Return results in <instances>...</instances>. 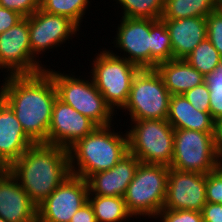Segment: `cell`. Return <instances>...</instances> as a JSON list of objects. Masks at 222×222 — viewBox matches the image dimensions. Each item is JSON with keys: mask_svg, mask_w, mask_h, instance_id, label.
<instances>
[{"mask_svg": "<svg viewBox=\"0 0 222 222\" xmlns=\"http://www.w3.org/2000/svg\"><path fill=\"white\" fill-rule=\"evenodd\" d=\"M217 7L222 12V5H217Z\"/></svg>", "mask_w": 222, "mask_h": 222, "instance_id": "cell-42", "label": "cell"}, {"mask_svg": "<svg viewBox=\"0 0 222 222\" xmlns=\"http://www.w3.org/2000/svg\"><path fill=\"white\" fill-rule=\"evenodd\" d=\"M206 201L222 204V169L206 174Z\"/></svg>", "mask_w": 222, "mask_h": 222, "instance_id": "cell-30", "label": "cell"}, {"mask_svg": "<svg viewBox=\"0 0 222 222\" xmlns=\"http://www.w3.org/2000/svg\"><path fill=\"white\" fill-rule=\"evenodd\" d=\"M52 77L57 98L88 117L97 126L112 125V108L106 103L92 80H83L65 73L45 69Z\"/></svg>", "mask_w": 222, "mask_h": 222, "instance_id": "cell-7", "label": "cell"}, {"mask_svg": "<svg viewBox=\"0 0 222 222\" xmlns=\"http://www.w3.org/2000/svg\"><path fill=\"white\" fill-rule=\"evenodd\" d=\"M201 214L204 222H222V204L206 202Z\"/></svg>", "mask_w": 222, "mask_h": 222, "instance_id": "cell-35", "label": "cell"}, {"mask_svg": "<svg viewBox=\"0 0 222 222\" xmlns=\"http://www.w3.org/2000/svg\"><path fill=\"white\" fill-rule=\"evenodd\" d=\"M158 217L161 222H204L201 212L194 210L162 209Z\"/></svg>", "mask_w": 222, "mask_h": 222, "instance_id": "cell-31", "label": "cell"}, {"mask_svg": "<svg viewBox=\"0 0 222 222\" xmlns=\"http://www.w3.org/2000/svg\"><path fill=\"white\" fill-rule=\"evenodd\" d=\"M214 132L174 129V151L170 168L208 174L219 167Z\"/></svg>", "mask_w": 222, "mask_h": 222, "instance_id": "cell-9", "label": "cell"}, {"mask_svg": "<svg viewBox=\"0 0 222 222\" xmlns=\"http://www.w3.org/2000/svg\"><path fill=\"white\" fill-rule=\"evenodd\" d=\"M43 66L32 56L26 17L0 34V69L9 71L6 76L36 74L46 69Z\"/></svg>", "mask_w": 222, "mask_h": 222, "instance_id": "cell-10", "label": "cell"}, {"mask_svg": "<svg viewBox=\"0 0 222 222\" xmlns=\"http://www.w3.org/2000/svg\"><path fill=\"white\" fill-rule=\"evenodd\" d=\"M219 167L222 169V159L219 162Z\"/></svg>", "mask_w": 222, "mask_h": 222, "instance_id": "cell-43", "label": "cell"}, {"mask_svg": "<svg viewBox=\"0 0 222 222\" xmlns=\"http://www.w3.org/2000/svg\"><path fill=\"white\" fill-rule=\"evenodd\" d=\"M156 21L122 17L114 38L116 39L114 46L124 51L127 57L124 55L120 57L137 65L140 69H150V28Z\"/></svg>", "mask_w": 222, "mask_h": 222, "instance_id": "cell-15", "label": "cell"}, {"mask_svg": "<svg viewBox=\"0 0 222 222\" xmlns=\"http://www.w3.org/2000/svg\"><path fill=\"white\" fill-rule=\"evenodd\" d=\"M70 222H96L95 214L89 202L85 203L70 219Z\"/></svg>", "mask_w": 222, "mask_h": 222, "instance_id": "cell-36", "label": "cell"}, {"mask_svg": "<svg viewBox=\"0 0 222 222\" xmlns=\"http://www.w3.org/2000/svg\"><path fill=\"white\" fill-rule=\"evenodd\" d=\"M131 123V129L126 131L128 152L141 163L170 167L174 151V128L171 124L160 119L131 120Z\"/></svg>", "mask_w": 222, "mask_h": 222, "instance_id": "cell-5", "label": "cell"}, {"mask_svg": "<svg viewBox=\"0 0 222 222\" xmlns=\"http://www.w3.org/2000/svg\"><path fill=\"white\" fill-rule=\"evenodd\" d=\"M5 168L0 164V174L3 172Z\"/></svg>", "mask_w": 222, "mask_h": 222, "instance_id": "cell-40", "label": "cell"}, {"mask_svg": "<svg viewBox=\"0 0 222 222\" xmlns=\"http://www.w3.org/2000/svg\"><path fill=\"white\" fill-rule=\"evenodd\" d=\"M207 38L222 57V12L217 8L206 17Z\"/></svg>", "mask_w": 222, "mask_h": 222, "instance_id": "cell-28", "label": "cell"}, {"mask_svg": "<svg viewBox=\"0 0 222 222\" xmlns=\"http://www.w3.org/2000/svg\"><path fill=\"white\" fill-rule=\"evenodd\" d=\"M169 167L140 163L127 187L124 200L128 212L134 216L157 218L163 209Z\"/></svg>", "mask_w": 222, "mask_h": 222, "instance_id": "cell-4", "label": "cell"}, {"mask_svg": "<svg viewBox=\"0 0 222 222\" xmlns=\"http://www.w3.org/2000/svg\"><path fill=\"white\" fill-rule=\"evenodd\" d=\"M210 115L216 122L222 118V95H210Z\"/></svg>", "mask_w": 222, "mask_h": 222, "instance_id": "cell-37", "label": "cell"}, {"mask_svg": "<svg viewBox=\"0 0 222 222\" xmlns=\"http://www.w3.org/2000/svg\"><path fill=\"white\" fill-rule=\"evenodd\" d=\"M204 82L209 88L210 95H222V62L213 73L205 76Z\"/></svg>", "mask_w": 222, "mask_h": 222, "instance_id": "cell-34", "label": "cell"}, {"mask_svg": "<svg viewBox=\"0 0 222 222\" xmlns=\"http://www.w3.org/2000/svg\"><path fill=\"white\" fill-rule=\"evenodd\" d=\"M171 94L156 69H140L134 76L128 100L121 110L131 120H166Z\"/></svg>", "mask_w": 222, "mask_h": 222, "instance_id": "cell-8", "label": "cell"}, {"mask_svg": "<svg viewBox=\"0 0 222 222\" xmlns=\"http://www.w3.org/2000/svg\"><path fill=\"white\" fill-rule=\"evenodd\" d=\"M92 64L89 73L96 88L114 112L122 109L128 100L132 80L140 68L106 48L97 54Z\"/></svg>", "mask_w": 222, "mask_h": 222, "instance_id": "cell-6", "label": "cell"}, {"mask_svg": "<svg viewBox=\"0 0 222 222\" xmlns=\"http://www.w3.org/2000/svg\"><path fill=\"white\" fill-rule=\"evenodd\" d=\"M184 59L203 76L213 73L222 62V57L208 38L197 45Z\"/></svg>", "mask_w": 222, "mask_h": 222, "instance_id": "cell-25", "label": "cell"}, {"mask_svg": "<svg viewBox=\"0 0 222 222\" xmlns=\"http://www.w3.org/2000/svg\"><path fill=\"white\" fill-rule=\"evenodd\" d=\"M166 120L174 129L214 132L215 128L210 112L195 109L183 95H171Z\"/></svg>", "mask_w": 222, "mask_h": 222, "instance_id": "cell-20", "label": "cell"}, {"mask_svg": "<svg viewBox=\"0 0 222 222\" xmlns=\"http://www.w3.org/2000/svg\"><path fill=\"white\" fill-rule=\"evenodd\" d=\"M0 217L10 222H37V205L6 168L0 174Z\"/></svg>", "mask_w": 222, "mask_h": 222, "instance_id": "cell-16", "label": "cell"}, {"mask_svg": "<svg viewBox=\"0 0 222 222\" xmlns=\"http://www.w3.org/2000/svg\"><path fill=\"white\" fill-rule=\"evenodd\" d=\"M0 222H10V221H8V220L3 219L2 217H0Z\"/></svg>", "mask_w": 222, "mask_h": 222, "instance_id": "cell-39", "label": "cell"}, {"mask_svg": "<svg viewBox=\"0 0 222 222\" xmlns=\"http://www.w3.org/2000/svg\"><path fill=\"white\" fill-rule=\"evenodd\" d=\"M0 6L29 17L41 6V0H0Z\"/></svg>", "mask_w": 222, "mask_h": 222, "instance_id": "cell-32", "label": "cell"}, {"mask_svg": "<svg viewBox=\"0 0 222 222\" xmlns=\"http://www.w3.org/2000/svg\"><path fill=\"white\" fill-rule=\"evenodd\" d=\"M206 174L169 167L163 209L201 212L206 204Z\"/></svg>", "mask_w": 222, "mask_h": 222, "instance_id": "cell-13", "label": "cell"}, {"mask_svg": "<svg viewBox=\"0 0 222 222\" xmlns=\"http://www.w3.org/2000/svg\"><path fill=\"white\" fill-rule=\"evenodd\" d=\"M161 75L171 95H183L188 90L204 83L205 76L185 59H171L155 68Z\"/></svg>", "mask_w": 222, "mask_h": 222, "instance_id": "cell-21", "label": "cell"}, {"mask_svg": "<svg viewBox=\"0 0 222 222\" xmlns=\"http://www.w3.org/2000/svg\"><path fill=\"white\" fill-rule=\"evenodd\" d=\"M26 18L29 21L31 53L35 59L39 57V53L41 55L49 49L60 46L59 44H63L80 30L70 18L49 14L41 9Z\"/></svg>", "mask_w": 222, "mask_h": 222, "instance_id": "cell-12", "label": "cell"}, {"mask_svg": "<svg viewBox=\"0 0 222 222\" xmlns=\"http://www.w3.org/2000/svg\"><path fill=\"white\" fill-rule=\"evenodd\" d=\"M217 5H222V0H216Z\"/></svg>", "mask_w": 222, "mask_h": 222, "instance_id": "cell-41", "label": "cell"}, {"mask_svg": "<svg viewBox=\"0 0 222 222\" xmlns=\"http://www.w3.org/2000/svg\"><path fill=\"white\" fill-rule=\"evenodd\" d=\"M96 127L97 125L88 117L56 98L46 144L69 149Z\"/></svg>", "mask_w": 222, "mask_h": 222, "instance_id": "cell-14", "label": "cell"}, {"mask_svg": "<svg viewBox=\"0 0 222 222\" xmlns=\"http://www.w3.org/2000/svg\"><path fill=\"white\" fill-rule=\"evenodd\" d=\"M215 150L219 160L222 159V118L215 122L214 128Z\"/></svg>", "mask_w": 222, "mask_h": 222, "instance_id": "cell-38", "label": "cell"}, {"mask_svg": "<svg viewBox=\"0 0 222 222\" xmlns=\"http://www.w3.org/2000/svg\"><path fill=\"white\" fill-rule=\"evenodd\" d=\"M192 106L203 112H210V91L206 83H202L183 94Z\"/></svg>", "mask_w": 222, "mask_h": 222, "instance_id": "cell-29", "label": "cell"}, {"mask_svg": "<svg viewBox=\"0 0 222 222\" xmlns=\"http://www.w3.org/2000/svg\"><path fill=\"white\" fill-rule=\"evenodd\" d=\"M140 163L135 155L128 152L111 169L94 173L86 179L88 195L123 197Z\"/></svg>", "mask_w": 222, "mask_h": 222, "instance_id": "cell-17", "label": "cell"}, {"mask_svg": "<svg viewBox=\"0 0 222 222\" xmlns=\"http://www.w3.org/2000/svg\"><path fill=\"white\" fill-rule=\"evenodd\" d=\"M150 69L158 64L173 59L172 44L165 23L159 19L150 28Z\"/></svg>", "mask_w": 222, "mask_h": 222, "instance_id": "cell-24", "label": "cell"}, {"mask_svg": "<svg viewBox=\"0 0 222 222\" xmlns=\"http://www.w3.org/2000/svg\"><path fill=\"white\" fill-rule=\"evenodd\" d=\"M89 3V0H41L40 9L49 14L66 16L80 27Z\"/></svg>", "mask_w": 222, "mask_h": 222, "instance_id": "cell-27", "label": "cell"}, {"mask_svg": "<svg viewBox=\"0 0 222 222\" xmlns=\"http://www.w3.org/2000/svg\"><path fill=\"white\" fill-rule=\"evenodd\" d=\"M161 20L171 38L173 59H184L207 38L206 17Z\"/></svg>", "mask_w": 222, "mask_h": 222, "instance_id": "cell-19", "label": "cell"}, {"mask_svg": "<svg viewBox=\"0 0 222 222\" xmlns=\"http://www.w3.org/2000/svg\"><path fill=\"white\" fill-rule=\"evenodd\" d=\"M88 202L92 206L96 222H123L130 220L124 197L88 195Z\"/></svg>", "mask_w": 222, "mask_h": 222, "instance_id": "cell-23", "label": "cell"}, {"mask_svg": "<svg viewBox=\"0 0 222 222\" xmlns=\"http://www.w3.org/2000/svg\"><path fill=\"white\" fill-rule=\"evenodd\" d=\"M217 8L216 0H165L161 19L207 17Z\"/></svg>", "mask_w": 222, "mask_h": 222, "instance_id": "cell-22", "label": "cell"}, {"mask_svg": "<svg viewBox=\"0 0 222 222\" xmlns=\"http://www.w3.org/2000/svg\"><path fill=\"white\" fill-rule=\"evenodd\" d=\"M0 86V98L13 110L26 135L34 143H45L57 98L51 75L46 71L9 75Z\"/></svg>", "mask_w": 222, "mask_h": 222, "instance_id": "cell-1", "label": "cell"}, {"mask_svg": "<svg viewBox=\"0 0 222 222\" xmlns=\"http://www.w3.org/2000/svg\"><path fill=\"white\" fill-rule=\"evenodd\" d=\"M123 9V16L140 19H161L165 0H116Z\"/></svg>", "mask_w": 222, "mask_h": 222, "instance_id": "cell-26", "label": "cell"}, {"mask_svg": "<svg viewBox=\"0 0 222 222\" xmlns=\"http://www.w3.org/2000/svg\"><path fill=\"white\" fill-rule=\"evenodd\" d=\"M24 17L16 11L0 6V34L7 31L9 28L16 25Z\"/></svg>", "mask_w": 222, "mask_h": 222, "instance_id": "cell-33", "label": "cell"}, {"mask_svg": "<svg viewBox=\"0 0 222 222\" xmlns=\"http://www.w3.org/2000/svg\"><path fill=\"white\" fill-rule=\"evenodd\" d=\"M34 144L13 110L0 98V164L7 169Z\"/></svg>", "mask_w": 222, "mask_h": 222, "instance_id": "cell-18", "label": "cell"}, {"mask_svg": "<svg viewBox=\"0 0 222 222\" xmlns=\"http://www.w3.org/2000/svg\"><path fill=\"white\" fill-rule=\"evenodd\" d=\"M111 126L114 125L97 126L68 149L72 175L86 180L94 173L111 169L128 153L127 133H115Z\"/></svg>", "mask_w": 222, "mask_h": 222, "instance_id": "cell-3", "label": "cell"}, {"mask_svg": "<svg viewBox=\"0 0 222 222\" xmlns=\"http://www.w3.org/2000/svg\"><path fill=\"white\" fill-rule=\"evenodd\" d=\"M7 169L38 206L71 175L69 151L35 143Z\"/></svg>", "mask_w": 222, "mask_h": 222, "instance_id": "cell-2", "label": "cell"}, {"mask_svg": "<svg viewBox=\"0 0 222 222\" xmlns=\"http://www.w3.org/2000/svg\"><path fill=\"white\" fill-rule=\"evenodd\" d=\"M88 194L87 181L71 174L37 206V222H70L88 202Z\"/></svg>", "mask_w": 222, "mask_h": 222, "instance_id": "cell-11", "label": "cell"}]
</instances>
